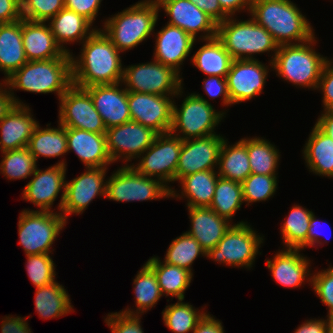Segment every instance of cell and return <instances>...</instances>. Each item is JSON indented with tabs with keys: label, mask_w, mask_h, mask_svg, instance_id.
<instances>
[{
	"label": "cell",
	"mask_w": 333,
	"mask_h": 333,
	"mask_svg": "<svg viewBox=\"0 0 333 333\" xmlns=\"http://www.w3.org/2000/svg\"><path fill=\"white\" fill-rule=\"evenodd\" d=\"M277 175L251 173L242 182L243 201L246 206L251 203L268 201L277 192Z\"/></svg>",
	"instance_id": "obj_44"
},
{
	"label": "cell",
	"mask_w": 333,
	"mask_h": 333,
	"mask_svg": "<svg viewBox=\"0 0 333 333\" xmlns=\"http://www.w3.org/2000/svg\"><path fill=\"white\" fill-rule=\"evenodd\" d=\"M183 95V86L176 96L128 92L131 121L153 129L158 134L168 133L172 125L173 103Z\"/></svg>",
	"instance_id": "obj_15"
},
{
	"label": "cell",
	"mask_w": 333,
	"mask_h": 333,
	"mask_svg": "<svg viewBox=\"0 0 333 333\" xmlns=\"http://www.w3.org/2000/svg\"><path fill=\"white\" fill-rule=\"evenodd\" d=\"M122 83L128 92L163 96H176L184 85L183 78L176 71L156 60L124 65Z\"/></svg>",
	"instance_id": "obj_11"
},
{
	"label": "cell",
	"mask_w": 333,
	"mask_h": 333,
	"mask_svg": "<svg viewBox=\"0 0 333 333\" xmlns=\"http://www.w3.org/2000/svg\"><path fill=\"white\" fill-rule=\"evenodd\" d=\"M67 290L57 281L37 287L35 290V309L39 318L53 319L74 312Z\"/></svg>",
	"instance_id": "obj_36"
},
{
	"label": "cell",
	"mask_w": 333,
	"mask_h": 333,
	"mask_svg": "<svg viewBox=\"0 0 333 333\" xmlns=\"http://www.w3.org/2000/svg\"><path fill=\"white\" fill-rule=\"evenodd\" d=\"M223 12L228 17H235L236 13L243 10L249 14L251 11L252 0H218Z\"/></svg>",
	"instance_id": "obj_56"
},
{
	"label": "cell",
	"mask_w": 333,
	"mask_h": 333,
	"mask_svg": "<svg viewBox=\"0 0 333 333\" xmlns=\"http://www.w3.org/2000/svg\"><path fill=\"white\" fill-rule=\"evenodd\" d=\"M179 106L174 99L169 132L181 140L216 134V127L226 117L225 111H217L207 98L196 92L187 94Z\"/></svg>",
	"instance_id": "obj_7"
},
{
	"label": "cell",
	"mask_w": 333,
	"mask_h": 333,
	"mask_svg": "<svg viewBox=\"0 0 333 333\" xmlns=\"http://www.w3.org/2000/svg\"><path fill=\"white\" fill-rule=\"evenodd\" d=\"M67 164L65 160L45 170L36 167L33 177L31 178L22 191V198L39 207L38 211L53 212L52 206L56 201L58 194L62 190L61 198L57 206V210L61 213L64 197Z\"/></svg>",
	"instance_id": "obj_16"
},
{
	"label": "cell",
	"mask_w": 333,
	"mask_h": 333,
	"mask_svg": "<svg viewBox=\"0 0 333 333\" xmlns=\"http://www.w3.org/2000/svg\"><path fill=\"white\" fill-rule=\"evenodd\" d=\"M14 101L26 105L17 98L14 90L31 93H56L60 98L72 83L71 58L27 61L5 81Z\"/></svg>",
	"instance_id": "obj_3"
},
{
	"label": "cell",
	"mask_w": 333,
	"mask_h": 333,
	"mask_svg": "<svg viewBox=\"0 0 333 333\" xmlns=\"http://www.w3.org/2000/svg\"><path fill=\"white\" fill-rule=\"evenodd\" d=\"M58 100V122L62 126L92 133H106L107 128L103 119L85 88L72 84Z\"/></svg>",
	"instance_id": "obj_13"
},
{
	"label": "cell",
	"mask_w": 333,
	"mask_h": 333,
	"mask_svg": "<svg viewBox=\"0 0 333 333\" xmlns=\"http://www.w3.org/2000/svg\"><path fill=\"white\" fill-rule=\"evenodd\" d=\"M102 0H64L65 8L82 15L92 24L95 22Z\"/></svg>",
	"instance_id": "obj_51"
},
{
	"label": "cell",
	"mask_w": 333,
	"mask_h": 333,
	"mask_svg": "<svg viewBox=\"0 0 333 333\" xmlns=\"http://www.w3.org/2000/svg\"><path fill=\"white\" fill-rule=\"evenodd\" d=\"M327 333H333V317L328 318Z\"/></svg>",
	"instance_id": "obj_61"
},
{
	"label": "cell",
	"mask_w": 333,
	"mask_h": 333,
	"mask_svg": "<svg viewBox=\"0 0 333 333\" xmlns=\"http://www.w3.org/2000/svg\"><path fill=\"white\" fill-rule=\"evenodd\" d=\"M251 16L280 45L298 44L310 40L314 29L291 0H252Z\"/></svg>",
	"instance_id": "obj_2"
},
{
	"label": "cell",
	"mask_w": 333,
	"mask_h": 333,
	"mask_svg": "<svg viewBox=\"0 0 333 333\" xmlns=\"http://www.w3.org/2000/svg\"><path fill=\"white\" fill-rule=\"evenodd\" d=\"M182 149V140L170 132L158 134L151 146L130 164L138 173L159 179L165 185L176 182V168ZM136 166V167H135Z\"/></svg>",
	"instance_id": "obj_12"
},
{
	"label": "cell",
	"mask_w": 333,
	"mask_h": 333,
	"mask_svg": "<svg viewBox=\"0 0 333 333\" xmlns=\"http://www.w3.org/2000/svg\"><path fill=\"white\" fill-rule=\"evenodd\" d=\"M160 9L157 2L138 1L122 12L108 17L101 29L121 52L131 50L150 35L158 22ZM153 33V34H152Z\"/></svg>",
	"instance_id": "obj_4"
},
{
	"label": "cell",
	"mask_w": 333,
	"mask_h": 333,
	"mask_svg": "<svg viewBox=\"0 0 333 333\" xmlns=\"http://www.w3.org/2000/svg\"><path fill=\"white\" fill-rule=\"evenodd\" d=\"M0 174L7 180H21L32 177L37 167L28 147L1 152Z\"/></svg>",
	"instance_id": "obj_43"
},
{
	"label": "cell",
	"mask_w": 333,
	"mask_h": 333,
	"mask_svg": "<svg viewBox=\"0 0 333 333\" xmlns=\"http://www.w3.org/2000/svg\"><path fill=\"white\" fill-rule=\"evenodd\" d=\"M183 301V299H178L176 303L166 305L162 311L164 325L174 333H192L198 322L207 313L204 310L206 307H202L199 311L198 308Z\"/></svg>",
	"instance_id": "obj_41"
},
{
	"label": "cell",
	"mask_w": 333,
	"mask_h": 333,
	"mask_svg": "<svg viewBox=\"0 0 333 333\" xmlns=\"http://www.w3.org/2000/svg\"><path fill=\"white\" fill-rule=\"evenodd\" d=\"M68 152L74 151L86 167H107L113 162L107 150L105 133L66 128Z\"/></svg>",
	"instance_id": "obj_25"
},
{
	"label": "cell",
	"mask_w": 333,
	"mask_h": 333,
	"mask_svg": "<svg viewBox=\"0 0 333 333\" xmlns=\"http://www.w3.org/2000/svg\"><path fill=\"white\" fill-rule=\"evenodd\" d=\"M164 256V262L184 268L193 274L194 260L199 256L206 257V251L195 238L184 232L172 240Z\"/></svg>",
	"instance_id": "obj_42"
},
{
	"label": "cell",
	"mask_w": 333,
	"mask_h": 333,
	"mask_svg": "<svg viewBox=\"0 0 333 333\" xmlns=\"http://www.w3.org/2000/svg\"><path fill=\"white\" fill-rule=\"evenodd\" d=\"M217 37L222 41L225 49L233 60L257 59L254 54H262L271 51L272 63L278 50V44L272 35L252 17L247 20H236L228 17L217 24Z\"/></svg>",
	"instance_id": "obj_6"
},
{
	"label": "cell",
	"mask_w": 333,
	"mask_h": 333,
	"mask_svg": "<svg viewBox=\"0 0 333 333\" xmlns=\"http://www.w3.org/2000/svg\"><path fill=\"white\" fill-rule=\"evenodd\" d=\"M216 170H206L182 177L181 192L171 188V198L187 199V207H209L218 180ZM180 192V194L178 193Z\"/></svg>",
	"instance_id": "obj_29"
},
{
	"label": "cell",
	"mask_w": 333,
	"mask_h": 333,
	"mask_svg": "<svg viewBox=\"0 0 333 333\" xmlns=\"http://www.w3.org/2000/svg\"><path fill=\"white\" fill-rule=\"evenodd\" d=\"M22 42L28 61L71 58L56 43L47 22L30 21L22 18Z\"/></svg>",
	"instance_id": "obj_24"
},
{
	"label": "cell",
	"mask_w": 333,
	"mask_h": 333,
	"mask_svg": "<svg viewBox=\"0 0 333 333\" xmlns=\"http://www.w3.org/2000/svg\"><path fill=\"white\" fill-rule=\"evenodd\" d=\"M21 17L20 0H0V24L18 21Z\"/></svg>",
	"instance_id": "obj_52"
},
{
	"label": "cell",
	"mask_w": 333,
	"mask_h": 333,
	"mask_svg": "<svg viewBox=\"0 0 333 333\" xmlns=\"http://www.w3.org/2000/svg\"><path fill=\"white\" fill-rule=\"evenodd\" d=\"M328 318L326 319H309L302 322L295 329L294 333H327Z\"/></svg>",
	"instance_id": "obj_58"
},
{
	"label": "cell",
	"mask_w": 333,
	"mask_h": 333,
	"mask_svg": "<svg viewBox=\"0 0 333 333\" xmlns=\"http://www.w3.org/2000/svg\"><path fill=\"white\" fill-rule=\"evenodd\" d=\"M29 105L16 104L0 122V151L28 146L34 128L38 124Z\"/></svg>",
	"instance_id": "obj_26"
},
{
	"label": "cell",
	"mask_w": 333,
	"mask_h": 333,
	"mask_svg": "<svg viewBox=\"0 0 333 333\" xmlns=\"http://www.w3.org/2000/svg\"><path fill=\"white\" fill-rule=\"evenodd\" d=\"M199 9L205 12L217 24L223 22L228 16L221 9L218 0H190Z\"/></svg>",
	"instance_id": "obj_54"
},
{
	"label": "cell",
	"mask_w": 333,
	"mask_h": 333,
	"mask_svg": "<svg viewBox=\"0 0 333 333\" xmlns=\"http://www.w3.org/2000/svg\"><path fill=\"white\" fill-rule=\"evenodd\" d=\"M302 150L309 171L315 175L333 178V139L313 126Z\"/></svg>",
	"instance_id": "obj_31"
},
{
	"label": "cell",
	"mask_w": 333,
	"mask_h": 333,
	"mask_svg": "<svg viewBox=\"0 0 333 333\" xmlns=\"http://www.w3.org/2000/svg\"><path fill=\"white\" fill-rule=\"evenodd\" d=\"M122 85L120 82L85 88L107 129L131 121L128 91Z\"/></svg>",
	"instance_id": "obj_21"
},
{
	"label": "cell",
	"mask_w": 333,
	"mask_h": 333,
	"mask_svg": "<svg viewBox=\"0 0 333 333\" xmlns=\"http://www.w3.org/2000/svg\"><path fill=\"white\" fill-rule=\"evenodd\" d=\"M68 222L59 212L31 209L21 211L18 220L19 245L26 256L33 254H53L54 241Z\"/></svg>",
	"instance_id": "obj_9"
},
{
	"label": "cell",
	"mask_w": 333,
	"mask_h": 333,
	"mask_svg": "<svg viewBox=\"0 0 333 333\" xmlns=\"http://www.w3.org/2000/svg\"><path fill=\"white\" fill-rule=\"evenodd\" d=\"M135 309L126 307L121 312L142 315L153 308L163 296L157 282L154 270L147 264H143L133 279Z\"/></svg>",
	"instance_id": "obj_37"
},
{
	"label": "cell",
	"mask_w": 333,
	"mask_h": 333,
	"mask_svg": "<svg viewBox=\"0 0 333 333\" xmlns=\"http://www.w3.org/2000/svg\"><path fill=\"white\" fill-rule=\"evenodd\" d=\"M270 62L266 64L257 59L233 60L227 74V85L232 104L251 100L263 92L269 73Z\"/></svg>",
	"instance_id": "obj_18"
},
{
	"label": "cell",
	"mask_w": 333,
	"mask_h": 333,
	"mask_svg": "<svg viewBox=\"0 0 333 333\" xmlns=\"http://www.w3.org/2000/svg\"><path fill=\"white\" fill-rule=\"evenodd\" d=\"M263 237L247 221L234 223L216 247L206 252V258L218 264L251 270L260 253L259 248L264 243Z\"/></svg>",
	"instance_id": "obj_8"
},
{
	"label": "cell",
	"mask_w": 333,
	"mask_h": 333,
	"mask_svg": "<svg viewBox=\"0 0 333 333\" xmlns=\"http://www.w3.org/2000/svg\"><path fill=\"white\" fill-rule=\"evenodd\" d=\"M320 221L321 220L317 219L313 212L311 215L309 228H308V232H307V247H310V248L313 246L318 247V245L322 246L324 243L327 244V242H329V240H330L329 238H326L324 240V242L322 241V239H320L321 233L323 232V230L321 232V230L319 229L320 228L319 226H321Z\"/></svg>",
	"instance_id": "obj_57"
},
{
	"label": "cell",
	"mask_w": 333,
	"mask_h": 333,
	"mask_svg": "<svg viewBox=\"0 0 333 333\" xmlns=\"http://www.w3.org/2000/svg\"><path fill=\"white\" fill-rule=\"evenodd\" d=\"M140 317L119 311L108 313L104 321L112 333H144Z\"/></svg>",
	"instance_id": "obj_48"
},
{
	"label": "cell",
	"mask_w": 333,
	"mask_h": 333,
	"mask_svg": "<svg viewBox=\"0 0 333 333\" xmlns=\"http://www.w3.org/2000/svg\"><path fill=\"white\" fill-rule=\"evenodd\" d=\"M187 209L191 228L186 233L195 238L206 252L216 247L232 223L220 217L210 207H187Z\"/></svg>",
	"instance_id": "obj_27"
},
{
	"label": "cell",
	"mask_w": 333,
	"mask_h": 333,
	"mask_svg": "<svg viewBox=\"0 0 333 333\" xmlns=\"http://www.w3.org/2000/svg\"><path fill=\"white\" fill-rule=\"evenodd\" d=\"M107 150L113 163L123 160L124 165L138 159L153 144L158 135L153 129L129 121L106 129Z\"/></svg>",
	"instance_id": "obj_14"
},
{
	"label": "cell",
	"mask_w": 333,
	"mask_h": 333,
	"mask_svg": "<svg viewBox=\"0 0 333 333\" xmlns=\"http://www.w3.org/2000/svg\"><path fill=\"white\" fill-rule=\"evenodd\" d=\"M38 123L28 143V149L37 162L39 157H63L68 153L66 128L58 122V126L42 128Z\"/></svg>",
	"instance_id": "obj_35"
},
{
	"label": "cell",
	"mask_w": 333,
	"mask_h": 333,
	"mask_svg": "<svg viewBox=\"0 0 333 333\" xmlns=\"http://www.w3.org/2000/svg\"><path fill=\"white\" fill-rule=\"evenodd\" d=\"M47 23L56 43L69 54L71 52L66 44L75 43V41L82 44L97 29L92 27L93 24L85 17L65 7Z\"/></svg>",
	"instance_id": "obj_28"
},
{
	"label": "cell",
	"mask_w": 333,
	"mask_h": 333,
	"mask_svg": "<svg viewBox=\"0 0 333 333\" xmlns=\"http://www.w3.org/2000/svg\"><path fill=\"white\" fill-rule=\"evenodd\" d=\"M311 286L321 302L327 306V318L333 317V266L312 272Z\"/></svg>",
	"instance_id": "obj_47"
},
{
	"label": "cell",
	"mask_w": 333,
	"mask_h": 333,
	"mask_svg": "<svg viewBox=\"0 0 333 333\" xmlns=\"http://www.w3.org/2000/svg\"><path fill=\"white\" fill-rule=\"evenodd\" d=\"M288 213L280 229L283 247L304 250L307 248V232L313 212L294 204Z\"/></svg>",
	"instance_id": "obj_38"
},
{
	"label": "cell",
	"mask_w": 333,
	"mask_h": 333,
	"mask_svg": "<svg viewBox=\"0 0 333 333\" xmlns=\"http://www.w3.org/2000/svg\"><path fill=\"white\" fill-rule=\"evenodd\" d=\"M205 42L190 58L192 65L207 76L227 77L233 61L222 41L217 37L202 40Z\"/></svg>",
	"instance_id": "obj_33"
},
{
	"label": "cell",
	"mask_w": 333,
	"mask_h": 333,
	"mask_svg": "<svg viewBox=\"0 0 333 333\" xmlns=\"http://www.w3.org/2000/svg\"><path fill=\"white\" fill-rule=\"evenodd\" d=\"M141 1H154V2H157L158 0H141Z\"/></svg>",
	"instance_id": "obj_62"
},
{
	"label": "cell",
	"mask_w": 333,
	"mask_h": 333,
	"mask_svg": "<svg viewBox=\"0 0 333 333\" xmlns=\"http://www.w3.org/2000/svg\"><path fill=\"white\" fill-rule=\"evenodd\" d=\"M192 333H225V330L222 321L215 319L212 314L206 313Z\"/></svg>",
	"instance_id": "obj_55"
},
{
	"label": "cell",
	"mask_w": 333,
	"mask_h": 333,
	"mask_svg": "<svg viewBox=\"0 0 333 333\" xmlns=\"http://www.w3.org/2000/svg\"><path fill=\"white\" fill-rule=\"evenodd\" d=\"M21 17L30 21L47 22L65 6L64 0H20Z\"/></svg>",
	"instance_id": "obj_46"
},
{
	"label": "cell",
	"mask_w": 333,
	"mask_h": 333,
	"mask_svg": "<svg viewBox=\"0 0 333 333\" xmlns=\"http://www.w3.org/2000/svg\"><path fill=\"white\" fill-rule=\"evenodd\" d=\"M195 42L197 40H194L184 30L166 23L156 33L152 60L171 67L181 76V65L190 56Z\"/></svg>",
	"instance_id": "obj_23"
},
{
	"label": "cell",
	"mask_w": 333,
	"mask_h": 333,
	"mask_svg": "<svg viewBox=\"0 0 333 333\" xmlns=\"http://www.w3.org/2000/svg\"><path fill=\"white\" fill-rule=\"evenodd\" d=\"M171 186L123 165L106 180V199L116 202L150 201L171 198Z\"/></svg>",
	"instance_id": "obj_10"
},
{
	"label": "cell",
	"mask_w": 333,
	"mask_h": 333,
	"mask_svg": "<svg viewBox=\"0 0 333 333\" xmlns=\"http://www.w3.org/2000/svg\"><path fill=\"white\" fill-rule=\"evenodd\" d=\"M225 138L219 153L217 173L219 177L242 183L250 174L247 137L229 145Z\"/></svg>",
	"instance_id": "obj_32"
},
{
	"label": "cell",
	"mask_w": 333,
	"mask_h": 333,
	"mask_svg": "<svg viewBox=\"0 0 333 333\" xmlns=\"http://www.w3.org/2000/svg\"><path fill=\"white\" fill-rule=\"evenodd\" d=\"M16 105L12 94L10 93L5 82H0V122Z\"/></svg>",
	"instance_id": "obj_59"
},
{
	"label": "cell",
	"mask_w": 333,
	"mask_h": 333,
	"mask_svg": "<svg viewBox=\"0 0 333 333\" xmlns=\"http://www.w3.org/2000/svg\"><path fill=\"white\" fill-rule=\"evenodd\" d=\"M81 54L71 56L72 83L81 88L122 82L124 64L120 51L97 28L83 43Z\"/></svg>",
	"instance_id": "obj_1"
},
{
	"label": "cell",
	"mask_w": 333,
	"mask_h": 333,
	"mask_svg": "<svg viewBox=\"0 0 333 333\" xmlns=\"http://www.w3.org/2000/svg\"><path fill=\"white\" fill-rule=\"evenodd\" d=\"M316 89L323 95V111L333 110V61L330 59L324 64Z\"/></svg>",
	"instance_id": "obj_50"
},
{
	"label": "cell",
	"mask_w": 333,
	"mask_h": 333,
	"mask_svg": "<svg viewBox=\"0 0 333 333\" xmlns=\"http://www.w3.org/2000/svg\"><path fill=\"white\" fill-rule=\"evenodd\" d=\"M224 139L220 134H212L182 140V149L176 168V181L196 172L217 170L219 153Z\"/></svg>",
	"instance_id": "obj_19"
},
{
	"label": "cell",
	"mask_w": 333,
	"mask_h": 333,
	"mask_svg": "<svg viewBox=\"0 0 333 333\" xmlns=\"http://www.w3.org/2000/svg\"><path fill=\"white\" fill-rule=\"evenodd\" d=\"M247 153L251 173L277 175L280 152L276 145L262 137H247ZM277 172V173H276Z\"/></svg>",
	"instance_id": "obj_39"
},
{
	"label": "cell",
	"mask_w": 333,
	"mask_h": 333,
	"mask_svg": "<svg viewBox=\"0 0 333 333\" xmlns=\"http://www.w3.org/2000/svg\"><path fill=\"white\" fill-rule=\"evenodd\" d=\"M27 61L22 42V19L0 24V71L5 76L2 82Z\"/></svg>",
	"instance_id": "obj_30"
},
{
	"label": "cell",
	"mask_w": 333,
	"mask_h": 333,
	"mask_svg": "<svg viewBox=\"0 0 333 333\" xmlns=\"http://www.w3.org/2000/svg\"><path fill=\"white\" fill-rule=\"evenodd\" d=\"M1 319V333H32L26 317L6 315Z\"/></svg>",
	"instance_id": "obj_53"
},
{
	"label": "cell",
	"mask_w": 333,
	"mask_h": 333,
	"mask_svg": "<svg viewBox=\"0 0 333 333\" xmlns=\"http://www.w3.org/2000/svg\"><path fill=\"white\" fill-rule=\"evenodd\" d=\"M203 90L211 99L221 97L222 106L228 107L232 103L228 92L227 79L221 76H208L202 83Z\"/></svg>",
	"instance_id": "obj_49"
},
{
	"label": "cell",
	"mask_w": 333,
	"mask_h": 333,
	"mask_svg": "<svg viewBox=\"0 0 333 333\" xmlns=\"http://www.w3.org/2000/svg\"><path fill=\"white\" fill-rule=\"evenodd\" d=\"M157 4L170 17L167 24L179 27L194 40L217 36V23L190 0H158Z\"/></svg>",
	"instance_id": "obj_20"
},
{
	"label": "cell",
	"mask_w": 333,
	"mask_h": 333,
	"mask_svg": "<svg viewBox=\"0 0 333 333\" xmlns=\"http://www.w3.org/2000/svg\"><path fill=\"white\" fill-rule=\"evenodd\" d=\"M242 203L244 204L242 183L218 177L209 207L231 223L232 217L237 210H240Z\"/></svg>",
	"instance_id": "obj_40"
},
{
	"label": "cell",
	"mask_w": 333,
	"mask_h": 333,
	"mask_svg": "<svg viewBox=\"0 0 333 333\" xmlns=\"http://www.w3.org/2000/svg\"><path fill=\"white\" fill-rule=\"evenodd\" d=\"M315 35L298 44L278 46L272 61V69L284 81L298 88L316 90L325 62L329 59L315 51Z\"/></svg>",
	"instance_id": "obj_5"
},
{
	"label": "cell",
	"mask_w": 333,
	"mask_h": 333,
	"mask_svg": "<svg viewBox=\"0 0 333 333\" xmlns=\"http://www.w3.org/2000/svg\"><path fill=\"white\" fill-rule=\"evenodd\" d=\"M26 259V271L35 288L56 281V265L50 254L27 255Z\"/></svg>",
	"instance_id": "obj_45"
},
{
	"label": "cell",
	"mask_w": 333,
	"mask_h": 333,
	"mask_svg": "<svg viewBox=\"0 0 333 333\" xmlns=\"http://www.w3.org/2000/svg\"><path fill=\"white\" fill-rule=\"evenodd\" d=\"M108 167H86L78 177L65 182V197L61 214L67 221L71 214H82L96 197H106Z\"/></svg>",
	"instance_id": "obj_17"
},
{
	"label": "cell",
	"mask_w": 333,
	"mask_h": 333,
	"mask_svg": "<svg viewBox=\"0 0 333 333\" xmlns=\"http://www.w3.org/2000/svg\"><path fill=\"white\" fill-rule=\"evenodd\" d=\"M146 263L154 270L163 296L184 300L185 291L189 288L194 274L184 268L161 261L158 256H152Z\"/></svg>",
	"instance_id": "obj_34"
},
{
	"label": "cell",
	"mask_w": 333,
	"mask_h": 333,
	"mask_svg": "<svg viewBox=\"0 0 333 333\" xmlns=\"http://www.w3.org/2000/svg\"><path fill=\"white\" fill-rule=\"evenodd\" d=\"M315 125L327 136L333 139V110H324L318 116Z\"/></svg>",
	"instance_id": "obj_60"
},
{
	"label": "cell",
	"mask_w": 333,
	"mask_h": 333,
	"mask_svg": "<svg viewBox=\"0 0 333 333\" xmlns=\"http://www.w3.org/2000/svg\"><path fill=\"white\" fill-rule=\"evenodd\" d=\"M301 249L282 248L274 254L273 259H266L267 268L275 282L287 288H298L305 284L311 285V261ZM310 265V266H309Z\"/></svg>",
	"instance_id": "obj_22"
}]
</instances>
